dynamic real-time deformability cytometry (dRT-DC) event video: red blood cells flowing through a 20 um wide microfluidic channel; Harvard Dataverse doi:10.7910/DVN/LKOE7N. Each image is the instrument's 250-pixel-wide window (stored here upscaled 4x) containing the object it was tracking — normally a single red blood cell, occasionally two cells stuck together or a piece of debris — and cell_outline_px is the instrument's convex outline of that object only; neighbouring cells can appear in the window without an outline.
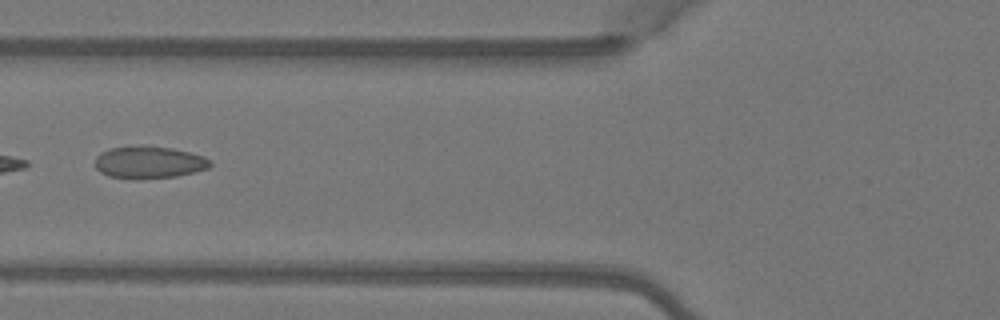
{"species": "Egyptian fruit bat (a non-hibernating species)", "species_latin": "Rousettus aegyptiacus", "temperature_condition": "warm", "stored_images_in_passage": 4, "camera_frame_rate_fps": 3000, "um_per_image_px": 0.085, "animal": {"sex": "female"}, "frame": {"image": 1, "passage_image": 4, "time_ms": 1.0, "image_size_px": [1000, 320], "cell_outline_px": [[212, 164], [208, 168], [176, 176], [140, 180], [132, 180], [108, 176], [100, 172], [96, 168], [96, 156], [100, 152], [108, 148], [172, 148], [204, 156], [212, 160]], "centroid_in_image_um": [12.66, 13.85], "position_along_channel_um": 113.1, "area_um2": 21.27}}